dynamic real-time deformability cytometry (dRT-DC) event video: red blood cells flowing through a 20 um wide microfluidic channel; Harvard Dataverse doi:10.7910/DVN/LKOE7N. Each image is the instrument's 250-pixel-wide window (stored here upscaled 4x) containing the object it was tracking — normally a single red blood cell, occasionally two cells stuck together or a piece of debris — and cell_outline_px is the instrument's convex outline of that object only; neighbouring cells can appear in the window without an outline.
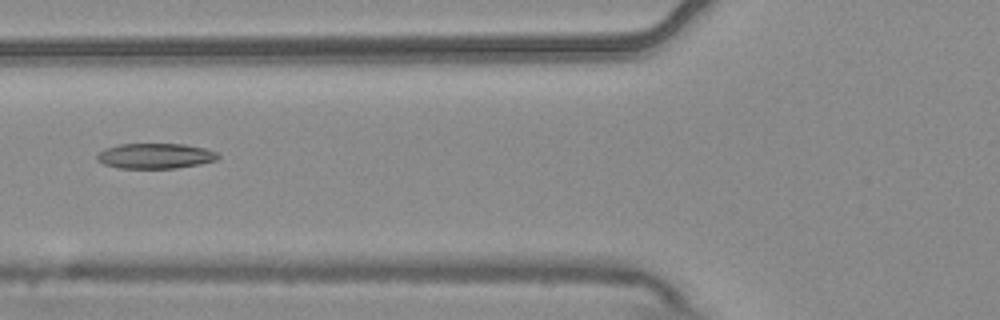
{"species": "common noctule bat (a hibernating species)", "species_latin": "Nyctalus noctula", "temperature_condition": "warm", "stored_images_in_passage": 6, "camera_frame_rate_fps": 3000, "um_per_image_px": 0.085, "animal": {"sex": "male", "body_mass_g": 20.4}, "frame": {"image": 1, "passage_image": 3, "time_ms": 0.667, "image_size_px": [1000, 320], "cell_outline_px": [[220, 156], [216, 160], [200, 164], [176, 168], [120, 168], [104, 164], [96, 160], [96, 156], [104, 148], [120, 144], [184, 144], [204, 148], [220, 152]], "centroid_in_image_um": [13.22, 13.25], "position_along_channel_um": 112.6, "area_um2": 17.92}}
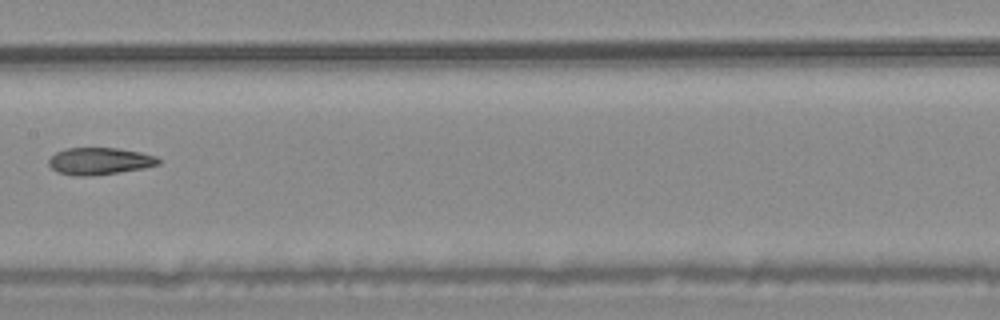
{"frame": {"image": 2, "passage_image": 5, "time_ms": 1.333, "image_size_px": [1000, 320], "cell_outline_px": [[160, 164], [144, 168], [120, 172], [88, 176], [76, 176], [56, 172], [48, 164], [48, 160], [56, 152], [68, 148], [116, 148], [140, 152], [156, 156], [160, 160]], "centroid_in_image_um": [8.46, 13.7], "position_along_channel_um": 198.9, "area_um2": 17.28}}
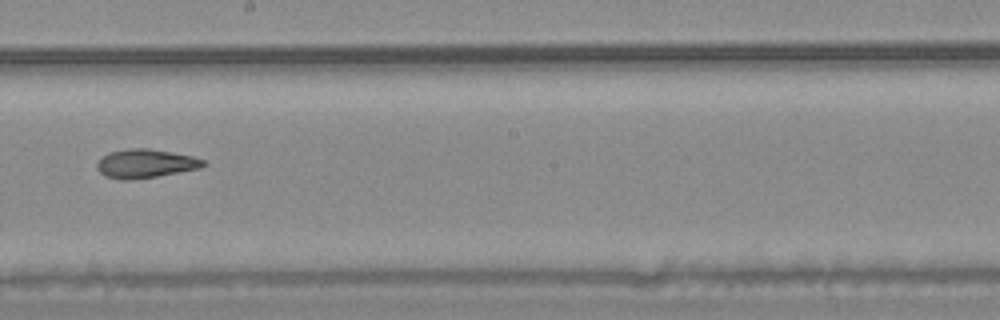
{"frame": {"image": 3, "passage_image": 6, "time_ms": 1.667, "image_size_px": [1000, 320], "cell_outline_px": [[208, 164], [200, 168], [156, 176], [128, 180], [120, 180], [104, 176], [96, 168], [96, 164], [108, 152], [128, 148], [148, 148], [172, 152], [192, 156], [204, 160]], "centroid_in_image_um": [12.35, 13.9], "position_along_channel_um": 235.8, "area_um2": 17.8}}